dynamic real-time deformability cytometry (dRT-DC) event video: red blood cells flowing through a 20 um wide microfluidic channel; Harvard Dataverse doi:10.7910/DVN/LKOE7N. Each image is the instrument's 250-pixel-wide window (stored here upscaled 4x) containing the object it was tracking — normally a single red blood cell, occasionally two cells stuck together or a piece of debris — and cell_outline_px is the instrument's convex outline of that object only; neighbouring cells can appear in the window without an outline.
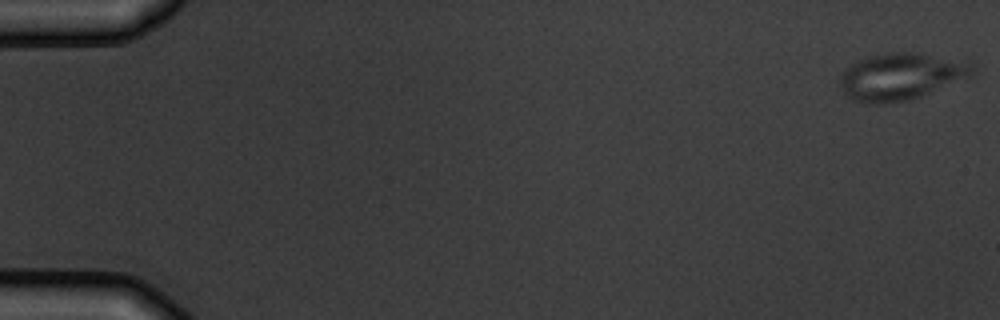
{"species": "common noctule bat (a hibernating species)", "species_latin": "Nyctalus noctula", "temperature_condition": "warm", "stored_images_in_passage": 7, "camera_frame_rate_fps": 3000, "um_per_image_px": 0.085, "animal": {"sex": "male", "body_mass_g": 19.5, "forearm_length_mm": 54.6}, "frame": {"image": 1, "passage_image": 1, "time_ms": 0.0, "image_size_px": [1000, 320], "cell_outline_px": [[976, 76], [920, 96], [908, 100], [884, 104], [868, 104], [852, 100], [844, 96], [840, 84], [840, 76], [844, 68], [856, 60], [868, 56], [888, 52], [904, 52], [972, 64], [976, 68]], "centroid_in_image_um": [76.51, 6.54], "position_along_channel_um": 8.5, "area_um2": 36.18}}